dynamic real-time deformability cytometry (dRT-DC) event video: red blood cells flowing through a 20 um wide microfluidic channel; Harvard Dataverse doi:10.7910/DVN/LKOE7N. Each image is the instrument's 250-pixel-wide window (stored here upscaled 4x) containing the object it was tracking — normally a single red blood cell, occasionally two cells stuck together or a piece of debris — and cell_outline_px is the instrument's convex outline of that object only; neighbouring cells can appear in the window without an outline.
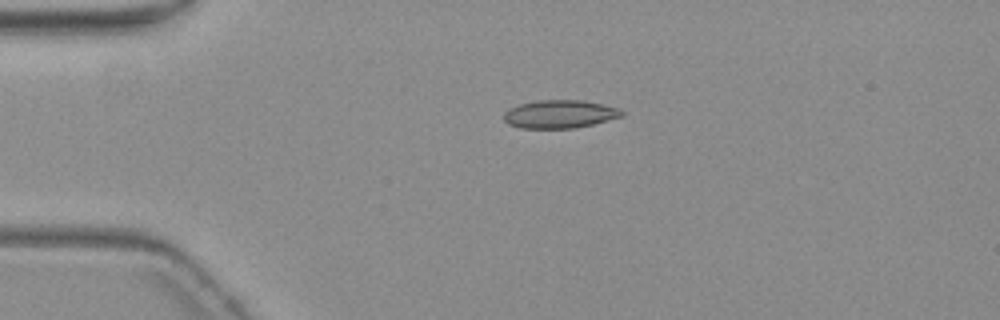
{"species": "common noctule bat (a hibernating species)", "species_latin": "Nyctalus noctula", "temperature_condition": "warm", "stored_images_in_passage": 2, "camera_frame_rate_fps": 3000, "um_per_image_px": 0.085, "animal": {"sex": "female", "body_mass_g": 19.3, "forearm_length_mm": 54.1}, "frame": {"image": 1, "passage_image": 1, "time_ms": 0.0, "image_size_px": [1000, 320], "cell_outline_px": [[624, 116], [592, 124], [572, 128], [520, 128], [508, 124], [504, 120], [504, 112], [508, 108], [520, 104], [536, 100], [584, 100], [620, 108], [624, 112]], "centroid_in_image_um": [47.57, 9.69], "position_along_channel_um": 37.4, "area_um2": 19.42}}